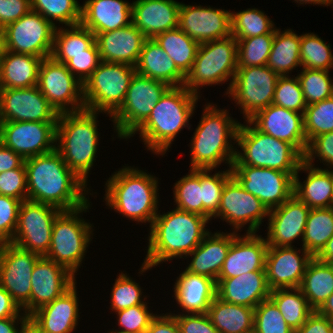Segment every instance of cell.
Instances as JSON below:
<instances>
[{"label":"cell","mask_w":333,"mask_h":333,"mask_svg":"<svg viewBox=\"0 0 333 333\" xmlns=\"http://www.w3.org/2000/svg\"><path fill=\"white\" fill-rule=\"evenodd\" d=\"M263 11L256 8L237 13L231 12V35L235 39L250 38L264 34H274V23Z\"/></svg>","instance_id":"obj_44"},{"label":"cell","mask_w":333,"mask_h":333,"mask_svg":"<svg viewBox=\"0 0 333 333\" xmlns=\"http://www.w3.org/2000/svg\"><path fill=\"white\" fill-rule=\"evenodd\" d=\"M145 333H180L176 318L170 313L157 315L151 320Z\"/></svg>","instance_id":"obj_63"},{"label":"cell","mask_w":333,"mask_h":333,"mask_svg":"<svg viewBox=\"0 0 333 333\" xmlns=\"http://www.w3.org/2000/svg\"><path fill=\"white\" fill-rule=\"evenodd\" d=\"M174 285L177 304L187 314H206L216 297V281L184 270Z\"/></svg>","instance_id":"obj_33"},{"label":"cell","mask_w":333,"mask_h":333,"mask_svg":"<svg viewBox=\"0 0 333 333\" xmlns=\"http://www.w3.org/2000/svg\"><path fill=\"white\" fill-rule=\"evenodd\" d=\"M317 312L333 321V293L326 299Z\"/></svg>","instance_id":"obj_68"},{"label":"cell","mask_w":333,"mask_h":333,"mask_svg":"<svg viewBox=\"0 0 333 333\" xmlns=\"http://www.w3.org/2000/svg\"><path fill=\"white\" fill-rule=\"evenodd\" d=\"M24 161L20 155L0 142V173L21 168Z\"/></svg>","instance_id":"obj_65"},{"label":"cell","mask_w":333,"mask_h":333,"mask_svg":"<svg viewBox=\"0 0 333 333\" xmlns=\"http://www.w3.org/2000/svg\"><path fill=\"white\" fill-rule=\"evenodd\" d=\"M270 294L265 270L216 281V296L232 304L255 308L269 299Z\"/></svg>","instance_id":"obj_29"},{"label":"cell","mask_w":333,"mask_h":333,"mask_svg":"<svg viewBox=\"0 0 333 333\" xmlns=\"http://www.w3.org/2000/svg\"><path fill=\"white\" fill-rule=\"evenodd\" d=\"M272 104L304 114L307 104L297 76L278 78Z\"/></svg>","instance_id":"obj_53"},{"label":"cell","mask_w":333,"mask_h":333,"mask_svg":"<svg viewBox=\"0 0 333 333\" xmlns=\"http://www.w3.org/2000/svg\"><path fill=\"white\" fill-rule=\"evenodd\" d=\"M31 10V0H0V27H5Z\"/></svg>","instance_id":"obj_61"},{"label":"cell","mask_w":333,"mask_h":333,"mask_svg":"<svg viewBox=\"0 0 333 333\" xmlns=\"http://www.w3.org/2000/svg\"><path fill=\"white\" fill-rule=\"evenodd\" d=\"M328 70L303 68L297 75L307 105L333 96V80Z\"/></svg>","instance_id":"obj_49"},{"label":"cell","mask_w":333,"mask_h":333,"mask_svg":"<svg viewBox=\"0 0 333 333\" xmlns=\"http://www.w3.org/2000/svg\"><path fill=\"white\" fill-rule=\"evenodd\" d=\"M239 124L236 142L243 153L236 151L232 166H252L297 173L304 156L292 145L259 131L249 120ZM252 126V127H251Z\"/></svg>","instance_id":"obj_7"},{"label":"cell","mask_w":333,"mask_h":333,"mask_svg":"<svg viewBox=\"0 0 333 333\" xmlns=\"http://www.w3.org/2000/svg\"><path fill=\"white\" fill-rule=\"evenodd\" d=\"M294 333H333V321L314 311Z\"/></svg>","instance_id":"obj_62"},{"label":"cell","mask_w":333,"mask_h":333,"mask_svg":"<svg viewBox=\"0 0 333 333\" xmlns=\"http://www.w3.org/2000/svg\"><path fill=\"white\" fill-rule=\"evenodd\" d=\"M304 131L308 144L315 137L333 131V96L307 105L304 112Z\"/></svg>","instance_id":"obj_50"},{"label":"cell","mask_w":333,"mask_h":333,"mask_svg":"<svg viewBox=\"0 0 333 333\" xmlns=\"http://www.w3.org/2000/svg\"><path fill=\"white\" fill-rule=\"evenodd\" d=\"M268 244L266 239L256 233H247L244 237L234 231V240L223 262L218 279L232 278L242 274L265 270V258Z\"/></svg>","instance_id":"obj_26"},{"label":"cell","mask_w":333,"mask_h":333,"mask_svg":"<svg viewBox=\"0 0 333 333\" xmlns=\"http://www.w3.org/2000/svg\"><path fill=\"white\" fill-rule=\"evenodd\" d=\"M105 191V201L111 209L134 221L152 225L158 214L156 177L128 166L107 180Z\"/></svg>","instance_id":"obj_6"},{"label":"cell","mask_w":333,"mask_h":333,"mask_svg":"<svg viewBox=\"0 0 333 333\" xmlns=\"http://www.w3.org/2000/svg\"><path fill=\"white\" fill-rule=\"evenodd\" d=\"M31 10L54 25L52 20L68 27L78 25L81 21V6L77 0H31Z\"/></svg>","instance_id":"obj_46"},{"label":"cell","mask_w":333,"mask_h":333,"mask_svg":"<svg viewBox=\"0 0 333 333\" xmlns=\"http://www.w3.org/2000/svg\"><path fill=\"white\" fill-rule=\"evenodd\" d=\"M249 121L259 131L292 144L303 156L308 142L304 131V114L271 104L258 111Z\"/></svg>","instance_id":"obj_22"},{"label":"cell","mask_w":333,"mask_h":333,"mask_svg":"<svg viewBox=\"0 0 333 333\" xmlns=\"http://www.w3.org/2000/svg\"><path fill=\"white\" fill-rule=\"evenodd\" d=\"M300 61L303 68L328 70L333 68V54L330 44H326L318 35H301Z\"/></svg>","instance_id":"obj_47"},{"label":"cell","mask_w":333,"mask_h":333,"mask_svg":"<svg viewBox=\"0 0 333 333\" xmlns=\"http://www.w3.org/2000/svg\"><path fill=\"white\" fill-rule=\"evenodd\" d=\"M141 295L142 292L139 284L121 272L112 288L111 310L117 312L146 303V301H142Z\"/></svg>","instance_id":"obj_54"},{"label":"cell","mask_w":333,"mask_h":333,"mask_svg":"<svg viewBox=\"0 0 333 333\" xmlns=\"http://www.w3.org/2000/svg\"><path fill=\"white\" fill-rule=\"evenodd\" d=\"M310 208L294 194L282 205L269 210L266 242L269 247H289L304 236Z\"/></svg>","instance_id":"obj_25"},{"label":"cell","mask_w":333,"mask_h":333,"mask_svg":"<svg viewBox=\"0 0 333 333\" xmlns=\"http://www.w3.org/2000/svg\"><path fill=\"white\" fill-rule=\"evenodd\" d=\"M315 156L319 157V160H322V163L325 162L327 166L330 165L328 168H333V131L315 137L308 144L304 160L309 165H312Z\"/></svg>","instance_id":"obj_58"},{"label":"cell","mask_w":333,"mask_h":333,"mask_svg":"<svg viewBox=\"0 0 333 333\" xmlns=\"http://www.w3.org/2000/svg\"><path fill=\"white\" fill-rule=\"evenodd\" d=\"M21 200L0 195V241L10 243L18 223Z\"/></svg>","instance_id":"obj_56"},{"label":"cell","mask_w":333,"mask_h":333,"mask_svg":"<svg viewBox=\"0 0 333 333\" xmlns=\"http://www.w3.org/2000/svg\"><path fill=\"white\" fill-rule=\"evenodd\" d=\"M233 240L234 232L229 234L223 232L211 234L209 232L202 242L187 255H193V259L185 270L217 281Z\"/></svg>","instance_id":"obj_32"},{"label":"cell","mask_w":333,"mask_h":333,"mask_svg":"<svg viewBox=\"0 0 333 333\" xmlns=\"http://www.w3.org/2000/svg\"><path fill=\"white\" fill-rule=\"evenodd\" d=\"M316 258L322 262L333 264V236L327 241Z\"/></svg>","instance_id":"obj_67"},{"label":"cell","mask_w":333,"mask_h":333,"mask_svg":"<svg viewBox=\"0 0 333 333\" xmlns=\"http://www.w3.org/2000/svg\"><path fill=\"white\" fill-rule=\"evenodd\" d=\"M60 212V209L51 205L22 201L17 228L10 243L39 256H46L50 249L54 220Z\"/></svg>","instance_id":"obj_13"},{"label":"cell","mask_w":333,"mask_h":333,"mask_svg":"<svg viewBox=\"0 0 333 333\" xmlns=\"http://www.w3.org/2000/svg\"><path fill=\"white\" fill-rule=\"evenodd\" d=\"M109 333H134V332H125V331H121V330H119V331H110Z\"/></svg>","instance_id":"obj_72"},{"label":"cell","mask_w":333,"mask_h":333,"mask_svg":"<svg viewBox=\"0 0 333 333\" xmlns=\"http://www.w3.org/2000/svg\"><path fill=\"white\" fill-rule=\"evenodd\" d=\"M209 219L175 208L157 214L150 226L148 251L141 272L161 262L191 253L209 233L205 226Z\"/></svg>","instance_id":"obj_2"},{"label":"cell","mask_w":333,"mask_h":333,"mask_svg":"<svg viewBox=\"0 0 333 333\" xmlns=\"http://www.w3.org/2000/svg\"><path fill=\"white\" fill-rule=\"evenodd\" d=\"M20 327L18 333H42L30 319L25 323H21Z\"/></svg>","instance_id":"obj_69"},{"label":"cell","mask_w":333,"mask_h":333,"mask_svg":"<svg viewBox=\"0 0 333 333\" xmlns=\"http://www.w3.org/2000/svg\"><path fill=\"white\" fill-rule=\"evenodd\" d=\"M213 169H201V188H202V204L203 217L209 220L217 213L222 190L226 182L232 177L231 168L229 170L210 175Z\"/></svg>","instance_id":"obj_51"},{"label":"cell","mask_w":333,"mask_h":333,"mask_svg":"<svg viewBox=\"0 0 333 333\" xmlns=\"http://www.w3.org/2000/svg\"><path fill=\"white\" fill-rule=\"evenodd\" d=\"M6 51L4 28L0 27V60Z\"/></svg>","instance_id":"obj_71"},{"label":"cell","mask_w":333,"mask_h":333,"mask_svg":"<svg viewBox=\"0 0 333 333\" xmlns=\"http://www.w3.org/2000/svg\"><path fill=\"white\" fill-rule=\"evenodd\" d=\"M89 207L88 202L80 208L61 211L57 215L52 228L50 249L45 256L68 269L73 275L77 273L91 241L92 225L83 218H78V214L86 212Z\"/></svg>","instance_id":"obj_9"},{"label":"cell","mask_w":333,"mask_h":333,"mask_svg":"<svg viewBox=\"0 0 333 333\" xmlns=\"http://www.w3.org/2000/svg\"><path fill=\"white\" fill-rule=\"evenodd\" d=\"M100 62V54H79L70 55V60L65 65L84 84Z\"/></svg>","instance_id":"obj_59"},{"label":"cell","mask_w":333,"mask_h":333,"mask_svg":"<svg viewBox=\"0 0 333 333\" xmlns=\"http://www.w3.org/2000/svg\"><path fill=\"white\" fill-rule=\"evenodd\" d=\"M301 170L308 172L304 184L298 178ZM293 194L310 209L333 207L332 170L316 168L304 160L294 175Z\"/></svg>","instance_id":"obj_34"},{"label":"cell","mask_w":333,"mask_h":333,"mask_svg":"<svg viewBox=\"0 0 333 333\" xmlns=\"http://www.w3.org/2000/svg\"><path fill=\"white\" fill-rule=\"evenodd\" d=\"M269 298L276 304L286 323L294 331L299 329L314 312L299 287L271 290Z\"/></svg>","instance_id":"obj_42"},{"label":"cell","mask_w":333,"mask_h":333,"mask_svg":"<svg viewBox=\"0 0 333 333\" xmlns=\"http://www.w3.org/2000/svg\"><path fill=\"white\" fill-rule=\"evenodd\" d=\"M76 283L60 297L29 315L42 333H72L78 323L79 308Z\"/></svg>","instance_id":"obj_28"},{"label":"cell","mask_w":333,"mask_h":333,"mask_svg":"<svg viewBox=\"0 0 333 333\" xmlns=\"http://www.w3.org/2000/svg\"><path fill=\"white\" fill-rule=\"evenodd\" d=\"M231 172L239 184L268 210L279 207L293 195L296 173L252 166H231Z\"/></svg>","instance_id":"obj_16"},{"label":"cell","mask_w":333,"mask_h":333,"mask_svg":"<svg viewBox=\"0 0 333 333\" xmlns=\"http://www.w3.org/2000/svg\"><path fill=\"white\" fill-rule=\"evenodd\" d=\"M297 3H299V4H308V3H310V4H312L313 3V5L314 4H319V5H330V3H331V0H295Z\"/></svg>","instance_id":"obj_70"},{"label":"cell","mask_w":333,"mask_h":333,"mask_svg":"<svg viewBox=\"0 0 333 333\" xmlns=\"http://www.w3.org/2000/svg\"><path fill=\"white\" fill-rule=\"evenodd\" d=\"M131 23L132 3L123 0H87L81 6L80 24L94 34L123 28Z\"/></svg>","instance_id":"obj_31"},{"label":"cell","mask_w":333,"mask_h":333,"mask_svg":"<svg viewBox=\"0 0 333 333\" xmlns=\"http://www.w3.org/2000/svg\"><path fill=\"white\" fill-rule=\"evenodd\" d=\"M177 209L203 216L201 169H190L174 186Z\"/></svg>","instance_id":"obj_45"},{"label":"cell","mask_w":333,"mask_h":333,"mask_svg":"<svg viewBox=\"0 0 333 333\" xmlns=\"http://www.w3.org/2000/svg\"><path fill=\"white\" fill-rule=\"evenodd\" d=\"M40 257L12 243L1 246L0 284L21 309L30 301L32 271Z\"/></svg>","instance_id":"obj_19"},{"label":"cell","mask_w":333,"mask_h":333,"mask_svg":"<svg viewBox=\"0 0 333 333\" xmlns=\"http://www.w3.org/2000/svg\"><path fill=\"white\" fill-rule=\"evenodd\" d=\"M70 29L55 28L51 57L63 64L70 55L99 54L95 34L81 24L69 26Z\"/></svg>","instance_id":"obj_37"},{"label":"cell","mask_w":333,"mask_h":333,"mask_svg":"<svg viewBox=\"0 0 333 333\" xmlns=\"http://www.w3.org/2000/svg\"><path fill=\"white\" fill-rule=\"evenodd\" d=\"M301 35L287 29L281 32L276 29L267 66L279 76H287L292 69L301 66Z\"/></svg>","instance_id":"obj_40"},{"label":"cell","mask_w":333,"mask_h":333,"mask_svg":"<svg viewBox=\"0 0 333 333\" xmlns=\"http://www.w3.org/2000/svg\"><path fill=\"white\" fill-rule=\"evenodd\" d=\"M135 68L137 74L162 81L170 87L183 86L185 82V75L154 38L145 39Z\"/></svg>","instance_id":"obj_35"},{"label":"cell","mask_w":333,"mask_h":333,"mask_svg":"<svg viewBox=\"0 0 333 333\" xmlns=\"http://www.w3.org/2000/svg\"><path fill=\"white\" fill-rule=\"evenodd\" d=\"M173 316L176 318L180 333H219L207 313L174 314Z\"/></svg>","instance_id":"obj_60"},{"label":"cell","mask_w":333,"mask_h":333,"mask_svg":"<svg viewBox=\"0 0 333 333\" xmlns=\"http://www.w3.org/2000/svg\"><path fill=\"white\" fill-rule=\"evenodd\" d=\"M118 317V325L121 331L145 333L151 320L156 316L150 313L147 303L129 307L115 312Z\"/></svg>","instance_id":"obj_55"},{"label":"cell","mask_w":333,"mask_h":333,"mask_svg":"<svg viewBox=\"0 0 333 333\" xmlns=\"http://www.w3.org/2000/svg\"><path fill=\"white\" fill-rule=\"evenodd\" d=\"M279 77L267 65L237 68L228 94L249 120L258 111L273 103Z\"/></svg>","instance_id":"obj_14"},{"label":"cell","mask_w":333,"mask_h":333,"mask_svg":"<svg viewBox=\"0 0 333 333\" xmlns=\"http://www.w3.org/2000/svg\"><path fill=\"white\" fill-rule=\"evenodd\" d=\"M180 4L174 0H136L132 3V23L146 38L179 26Z\"/></svg>","instance_id":"obj_30"},{"label":"cell","mask_w":333,"mask_h":333,"mask_svg":"<svg viewBox=\"0 0 333 333\" xmlns=\"http://www.w3.org/2000/svg\"><path fill=\"white\" fill-rule=\"evenodd\" d=\"M146 37L133 24L112 31L95 34L100 60L123 63L135 67Z\"/></svg>","instance_id":"obj_27"},{"label":"cell","mask_w":333,"mask_h":333,"mask_svg":"<svg viewBox=\"0 0 333 333\" xmlns=\"http://www.w3.org/2000/svg\"><path fill=\"white\" fill-rule=\"evenodd\" d=\"M97 114L96 111L83 109L61 113L57 119L56 150L71 171L85 184L99 145Z\"/></svg>","instance_id":"obj_4"},{"label":"cell","mask_w":333,"mask_h":333,"mask_svg":"<svg viewBox=\"0 0 333 333\" xmlns=\"http://www.w3.org/2000/svg\"><path fill=\"white\" fill-rule=\"evenodd\" d=\"M29 317H10L0 319V333H18L19 329L15 328L16 323H25ZM17 321V322H16Z\"/></svg>","instance_id":"obj_66"},{"label":"cell","mask_w":333,"mask_h":333,"mask_svg":"<svg viewBox=\"0 0 333 333\" xmlns=\"http://www.w3.org/2000/svg\"><path fill=\"white\" fill-rule=\"evenodd\" d=\"M75 281V275L68 269L41 256L32 271L30 301L22 310L29 316L39 307L60 297Z\"/></svg>","instance_id":"obj_21"},{"label":"cell","mask_w":333,"mask_h":333,"mask_svg":"<svg viewBox=\"0 0 333 333\" xmlns=\"http://www.w3.org/2000/svg\"><path fill=\"white\" fill-rule=\"evenodd\" d=\"M57 122H0V142L24 160L56 149Z\"/></svg>","instance_id":"obj_17"},{"label":"cell","mask_w":333,"mask_h":333,"mask_svg":"<svg viewBox=\"0 0 333 333\" xmlns=\"http://www.w3.org/2000/svg\"><path fill=\"white\" fill-rule=\"evenodd\" d=\"M0 195L27 200V177L25 165L0 173Z\"/></svg>","instance_id":"obj_57"},{"label":"cell","mask_w":333,"mask_h":333,"mask_svg":"<svg viewBox=\"0 0 333 333\" xmlns=\"http://www.w3.org/2000/svg\"><path fill=\"white\" fill-rule=\"evenodd\" d=\"M24 165L27 200L51 205L61 211L74 210L89 202L85 195L87 184L71 171L56 149L25 159Z\"/></svg>","instance_id":"obj_1"},{"label":"cell","mask_w":333,"mask_h":333,"mask_svg":"<svg viewBox=\"0 0 333 333\" xmlns=\"http://www.w3.org/2000/svg\"><path fill=\"white\" fill-rule=\"evenodd\" d=\"M266 216V206L232 176L222 190L220 207L213 217L230 223L235 232L249 223L247 233H256Z\"/></svg>","instance_id":"obj_18"},{"label":"cell","mask_w":333,"mask_h":333,"mask_svg":"<svg viewBox=\"0 0 333 333\" xmlns=\"http://www.w3.org/2000/svg\"><path fill=\"white\" fill-rule=\"evenodd\" d=\"M299 288L309 306L317 311L333 293V264L313 257L306 267Z\"/></svg>","instance_id":"obj_39"},{"label":"cell","mask_w":333,"mask_h":333,"mask_svg":"<svg viewBox=\"0 0 333 333\" xmlns=\"http://www.w3.org/2000/svg\"><path fill=\"white\" fill-rule=\"evenodd\" d=\"M199 44L231 36V12L180 4L179 26Z\"/></svg>","instance_id":"obj_23"},{"label":"cell","mask_w":333,"mask_h":333,"mask_svg":"<svg viewBox=\"0 0 333 333\" xmlns=\"http://www.w3.org/2000/svg\"><path fill=\"white\" fill-rule=\"evenodd\" d=\"M253 333H294L276 304L269 298L254 308Z\"/></svg>","instance_id":"obj_52"},{"label":"cell","mask_w":333,"mask_h":333,"mask_svg":"<svg viewBox=\"0 0 333 333\" xmlns=\"http://www.w3.org/2000/svg\"><path fill=\"white\" fill-rule=\"evenodd\" d=\"M56 25L34 10L4 27L7 51L41 58L51 56Z\"/></svg>","instance_id":"obj_15"},{"label":"cell","mask_w":333,"mask_h":333,"mask_svg":"<svg viewBox=\"0 0 333 333\" xmlns=\"http://www.w3.org/2000/svg\"><path fill=\"white\" fill-rule=\"evenodd\" d=\"M203 116L191 140V169H216L226 160L231 168L235 159V142L239 122L228 116L225 109L219 110L210 103L204 107ZM230 139V140H228Z\"/></svg>","instance_id":"obj_5"},{"label":"cell","mask_w":333,"mask_h":333,"mask_svg":"<svg viewBox=\"0 0 333 333\" xmlns=\"http://www.w3.org/2000/svg\"><path fill=\"white\" fill-rule=\"evenodd\" d=\"M42 60L38 56L6 50L0 60V89L36 86Z\"/></svg>","instance_id":"obj_36"},{"label":"cell","mask_w":333,"mask_h":333,"mask_svg":"<svg viewBox=\"0 0 333 333\" xmlns=\"http://www.w3.org/2000/svg\"><path fill=\"white\" fill-rule=\"evenodd\" d=\"M237 58V40L232 35L200 44L184 86L198 95L200 86L220 84L231 77L228 94L237 71Z\"/></svg>","instance_id":"obj_8"},{"label":"cell","mask_w":333,"mask_h":333,"mask_svg":"<svg viewBox=\"0 0 333 333\" xmlns=\"http://www.w3.org/2000/svg\"><path fill=\"white\" fill-rule=\"evenodd\" d=\"M170 86L137 73L132 77L125 100L111 116L118 137L128 138L150 115Z\"/></svg>","instance_id":"obj_11"},{"label":"cell","mask_w":333,"mask_h":333,"mask_svg":"<svg viewBox=\"0 0 333 333\" xmlns=\"http://www.w3.org/2000/svg\"><path fill=\"white\" fill-rule=\"evenodd\" d=\"M207 314L219 333H253L254 308L228 303L216 296Z\"/></svg>","instance_id":"obj_38"},{"label":"cell","mask_w":333,"mask_h":333,"mask_svg":"<svg viewBox=\"0 0 333 333\" xmlns=\"http://www.w3.org/2000/svg\"><path fill=\"white\" fill-rule=\"evenodd\" d=\"M58 116L37 85L0 89V122H57Z\"/></svg>","instance_id":"obj_20"},{"label":"cell","mask_w":333,"mask_h":333,"mask_svg":"<svg viewBox=\"0 0 333 333\" xmlns=\"http://www.w3.org/2000/svg\"><path fill=\"white\" fill-rule=\"evenodd\" d=\"M135 73L133 66L101 61L83 84L85 109L111 117L123 104Z\"/></svg>","instance_id":"obj_10"},{"label":"cell","mask_w":333,"mask_h":333,"mask_svg":"<svg viewBox=\"0 0 333 333\" xmlns=\"http://www.w3.org/2000/svg\"><path fill=\"white\" fill-rule=\"evenodd\" d=\"M37 87L58 114L85 109L83 84L51 56L42 60Z\"/></svg>","instance_id":"obj_12"},{"label":"cell","mask_w":333,"mask_h":333,"mask_svg":"<svg viewBox=\"0 0 333 333\" xmlns=\"http://www.w3.org/2000/svg\"><path fill=\"white\" fill-rule=\"evenodd\" d=\"M274 34L236 39L237 40V68L262 66L267 60L272 48Z\"/></svg>","instance_id":"obj_48"},{"label":"cell","mask_w":333,"mask_h":333,"mask_svg":"<svg viewBox=\"0 0 333 333\" xmlns=\"http://www.w3.org/2000/svg\"><path fill=\"white\" fill-rule=\"evenodd\" d=\"M333 236V207L310 209L302 247L316 257Z\"/></svg>","instance_id":"obj_43"},{"label":"cell","mask_w":333,"mask_h":333,"mask_svg":"<svg viewBox=\"0 0 333 333\" xmlns=\"http://www.w3.org/2000/svg\"><path fill=\"white\" fill-rule=\"evenodd\" d=\"M154 39L186 76L192 68L200 44L179 27L159 33Z\"/></svg>","instance_id":"obj_41"},{"label":"cell","mask_w":333,"mask_h":333,"mask_svg":"<svg viewBox=\"0 0 333 333\" xmlns=\"http://www.w3.org/2000/svg\"><path fill=\"white\" fill-rule=\"evenodd\" d=\"M293 247L268 246L265 272L271 290L300 287L306 267L313 257L303 247L298 251ZM300 250L301 256L298 254Z\"/></svg>","instance_id":"obj_24"},{"label":"cell","mask_w":333,"mask_h":333,"mask_svg":"<svg viewBox=\"0 0 333 333\" xmlns=\"http://www.w3.org/2000/svg\"><path fill=\"white\" fill-rule=\"evenodd\" d=\"M21 308L12 296L0 284V319L10 317H29L25 313L20 316Z\"/></svg>","instance_id":"obj_64"},{"label":"cell","mask_w":333,"mask_h":333,"mask_svg":"<svg viewBox=\"0 0 333 333\" xmlns=\"http://www.w3.org/2000/svg\"><path fill=\"white\" fill-rule=\"evenodd\" d=\"M199 95L189 91L184 85L170 87L152 109L149 117L128 137L136 132L144 144L156 155H164L177 133L188 127Z\"/></svg>","instance_id":"obj_3"}]
</instances>
